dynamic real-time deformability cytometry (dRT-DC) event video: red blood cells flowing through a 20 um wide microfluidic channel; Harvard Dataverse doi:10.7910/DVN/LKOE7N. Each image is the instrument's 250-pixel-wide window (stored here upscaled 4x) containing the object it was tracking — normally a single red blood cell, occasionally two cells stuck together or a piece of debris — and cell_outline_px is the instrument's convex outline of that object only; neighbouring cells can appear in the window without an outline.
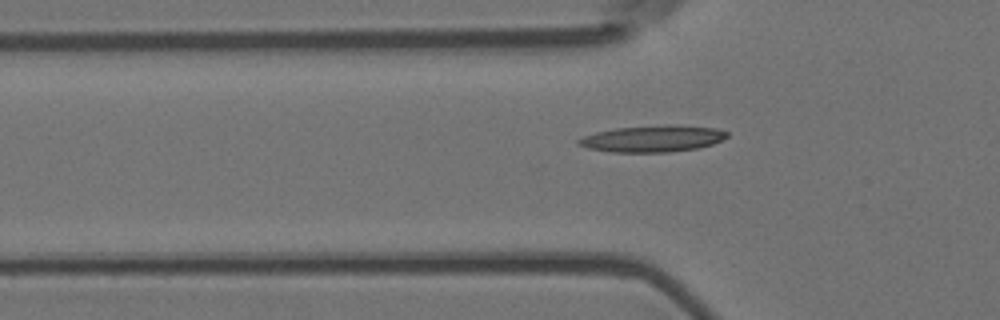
{"species": "Egyptian fruit bat (a non-hibernating species)", "species_latin": "Rousettus aegyptiacus", "temperature_condition": "room temperature", "stored_images_in_passage": 38, "camera_frame_rate_fps": 3000, "um_per_image_px": 0.085, "animal": {"sex": "female"}, "frame": {"image": 1, "passage_image": 7, "time_ms": 2.0, "image_size_px": [1000, 320], "cell_outline_px": [[728, 136], [712, 144], [696, 148], [668, 152], [612, 152], [588, 148], [576, 144], [576, 140], [584, 136], [596, 132], [616, 128], [664, 124], [676, 124], [716, 128], [728, 132]], "centroid_in_image_um": [55.46, 11.77], "position_along_channel_um": 70.3, "area_um2": 23.06}}
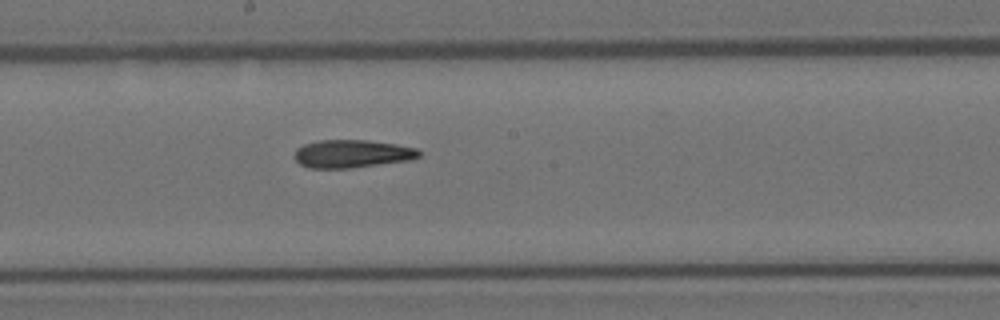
{"frame": {"image": 2, "passage_image": 19, "time_ms": 6.0, "image_size_px": [1000, 320], "cell_outline_px": [[420, 156], [412, 160], [352, 168], [308, 168], [300, 164], [292, 156], [296, 148], [304, 144], [316, 140], [368, 140], [396, 144], [416, 148], [420, 152]], "centroid_in_image_um": [29.9, 13.07], "position_along_channel_um": 218.3, "area_um2": 20.58}}
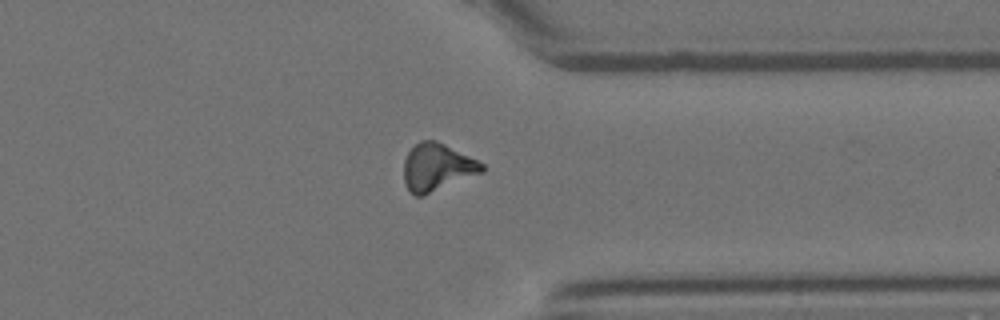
{"frame": {"image": 3, "passage_image": 32, "time_ms": 10.333, "image_size_px": [1000, 320], "cell_outline_px": [[484, 172], [424, 196], [416, 196], [408, 188], [404, 180], [404, 160], [408, 152], [420, 140], [436, 140], [484, 164]], "centroid_in_image_um": [37.15, 14.23], "position_along_channel_um": 374.2, "area_um2": 21.44}}